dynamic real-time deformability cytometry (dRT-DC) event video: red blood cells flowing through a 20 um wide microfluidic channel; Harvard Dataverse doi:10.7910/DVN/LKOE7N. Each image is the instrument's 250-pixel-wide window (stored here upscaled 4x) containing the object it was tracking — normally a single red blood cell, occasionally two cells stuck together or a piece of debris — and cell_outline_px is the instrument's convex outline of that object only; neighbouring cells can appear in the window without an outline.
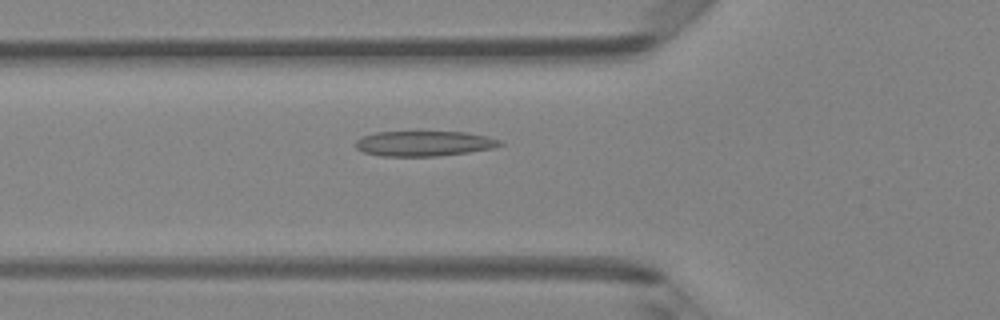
{"species": "Egyptian fruit bat (a non-hibernating species)", "species_latin": "Rousettus aegyptiacus", "temperature_condition": "room temperature", "stored_images_in_passage": 35, "camera_frame_rate_fps": 3000, "um_per_image_px": 0.085, "animal": {"sex": "female"}, "frame": {"image": 1, "passage_image": 4, "time_ms": 1.0, "image_size_px": [1000, 320], "cell_outline_px": [[504, 144], [496, 148], [440, 156], [380, 156], [364, 152], [356, 148], [356, 140], [364, 136], [376, 132], [464, 132], [488, 136], [500, 140]], "centroid_in_image_um": [36.09, 12.2], "position_along_channel_um": 89.7, "area_um2": 21.21}}
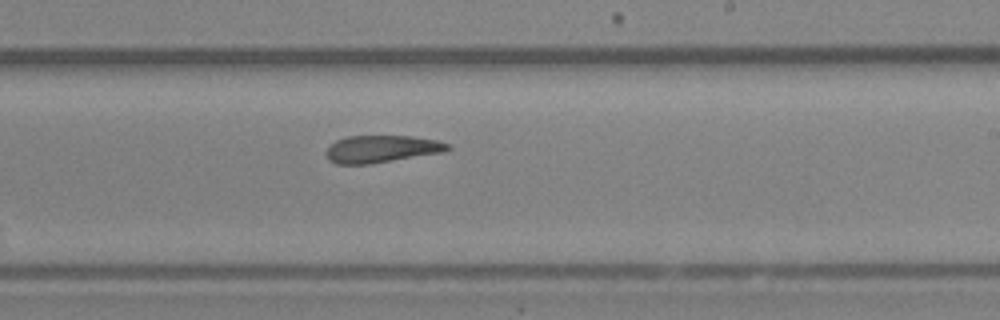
{"frame": {"image": 2, "passage_image": 16, "time_ms": 5.0, "image_size_px": [1000, 320], "cell_outline_px": [[452, 148], [444, 152], [368, 164], [336, 164], [328, 160], [324, 152], [336, 140], [348, 136], [412, 136], [436, 140], [452, 144]], "centroid_in_image_um": [32.44, 12.66], "position_along_channel_um": 256.6, "area_um2": 19.36}}
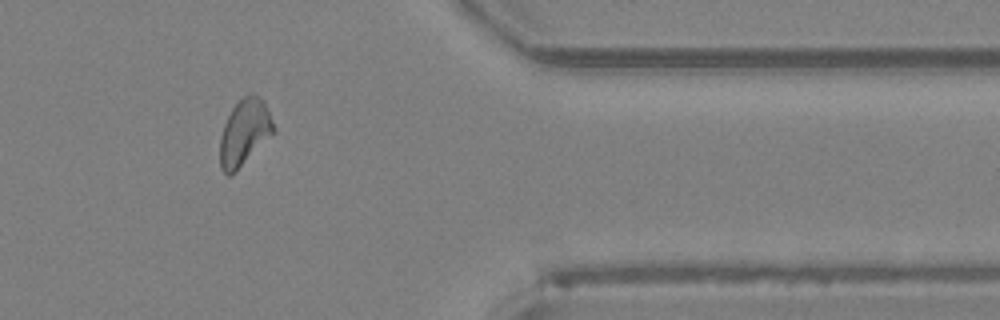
{"frame": {"image": 3, "passage_image": 27, "time_ms": 8.667, "image_size_px": [1000, 320], "cell_outline_px": [[276, 132], [236, 172], [228, 176], [220, 168], [220, 136], [224, 124], [232, 108], [244, 96], [252, 92], [260, 96], [264, 100], [276, 128]], "centroid_in_image_um": [20.81, 11.26], "position_along_channel_um": 390.6, "area_um2": 21.04}, "authors_computed_cell_mechanics": {"area_um2": 20.1144, "velocity_mm_per_s": 4.1793, "shape_relaxation_time_tau1_ms": null, "shape_relaxation_time_tau2_ms": 1.6842, "deformation_change_tau1": null, "deformation_change_tau2": 0.0811}}